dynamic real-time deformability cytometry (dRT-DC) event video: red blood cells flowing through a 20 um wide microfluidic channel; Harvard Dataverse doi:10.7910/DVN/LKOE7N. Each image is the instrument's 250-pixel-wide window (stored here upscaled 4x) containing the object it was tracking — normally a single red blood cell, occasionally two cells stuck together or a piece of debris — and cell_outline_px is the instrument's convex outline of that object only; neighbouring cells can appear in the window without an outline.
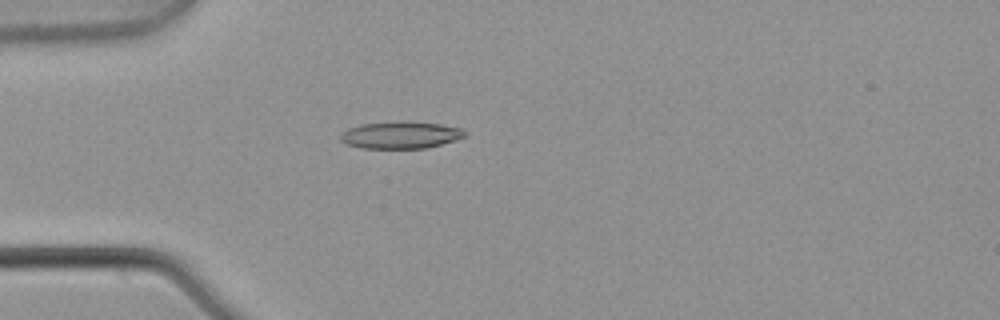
{"species": "common noctule bat (a hibernating species)", "species_latin": "Nyctalus noctula", "temperature_condition": "warm", "stored_images_in_passage": 4, "camera_frame_rate_fps": 3000, "um_per_image_px": 0.085, "animal": {"sex": "male", "body_mass_g": 21.5, "forearm_length_mm": 52.0}, "frame": {"image": 1, "passage_image": 4, "time_ms": 1.0, "image_size_px": [1000, 320], "cell_outline_px": [[464, 136], [456, 140], [428, 148], [364, 148], [348, 144], [340, 140], [340, 132], [348, 128], [360, 124], [440, 124], [464, 128]], "centroid_in_image_um": [34.04, 11.52], "position_along_channel_um": 51.0, "area_um2": 18.67}}